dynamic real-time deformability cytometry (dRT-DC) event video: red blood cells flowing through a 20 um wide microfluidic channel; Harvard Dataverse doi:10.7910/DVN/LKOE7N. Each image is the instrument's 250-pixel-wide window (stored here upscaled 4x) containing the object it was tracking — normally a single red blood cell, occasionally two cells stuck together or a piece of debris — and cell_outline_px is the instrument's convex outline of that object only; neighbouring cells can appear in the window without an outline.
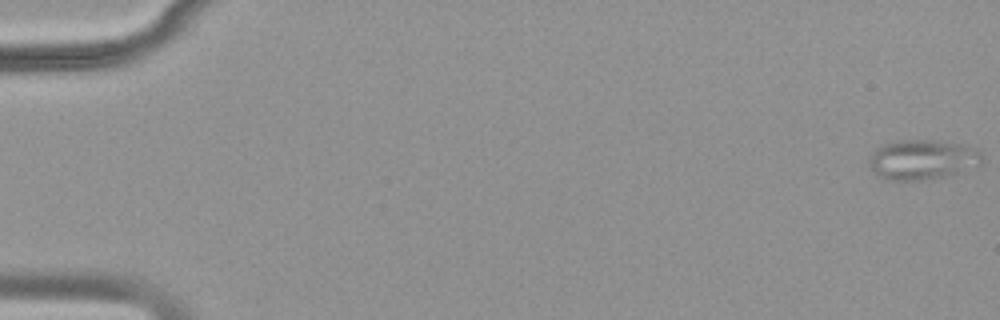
{"species": "common noctule bat (a hibernating species)", "species_latin": "Nyctalus noctula", "temperature_condition": "warm", "stored_images_in_passage": 52, "camera_frame_rate_fps": 3000, "um_per_image_px": 0.085, "animal": {"sex": "female", "body_mass_g": 18.4}, "frame": {"image": 1, "passage_image": 1, "time_ms": 0.0, "image_size_px": [1000, 320], "cell_outline_px": [[980, 164], [976, 168], [944, 176], [924, 180], [888, 180], [872, 172], [868, 160], [872, 152], [880, 144], [896, 140], [936, 140], [964, 144], [980, 148]], "centroid_in_image_um": [78.4, 13.55], "position_along_channel_um": 6.6, "area_um2": 26.7}}
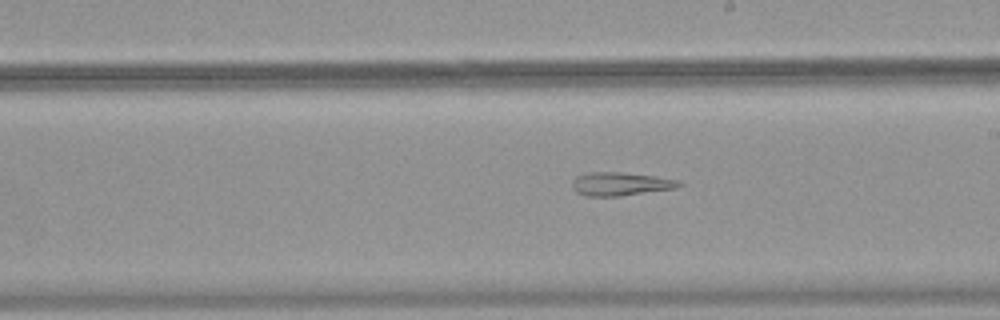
{"frame": {"image": 2, "passage_image": 31, "time_ms": 10.0, "image_size_px": [1000, 320], "cell_outline_px": [[684, 184], [676, 188], [620, 196], [584, 196], [576, 192], [572, 188], [572, 180], [576, 176], [588, 172], [620, 172], [656, 176], [676, 180]], "centroid_in_image_um": [52.7, 15.63], "position_along_channel_um": 236.3, "area_um2": 14.62}}
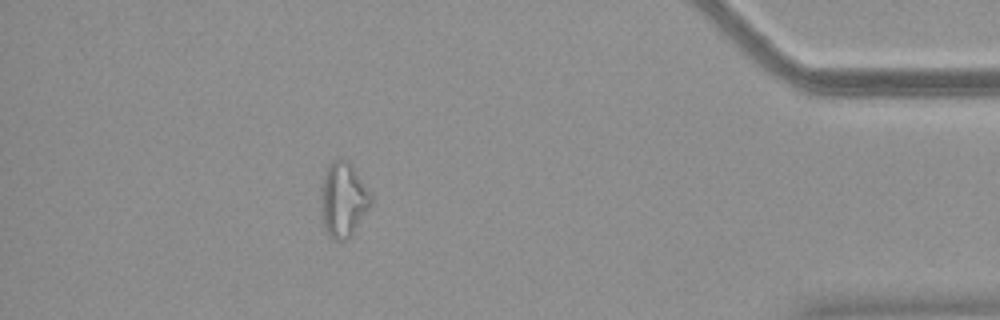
{"frame": {"image": 3, "passage_image": 47, "time_ms": 15.333, "image_size_px": [1000, 320], "cell_outline_px": [[372, 204], [352, 232], [344, 240], [336, 240], [324, 228], [320, 212], [320, 196], [324, 176], [328, 164], [332, 160], [348, 160], [352, 164], [372, 192]], "centroid_in_image_um": [29.18, 16.92], "position_along_channel_um": 406.0, "area_um2": 21.79}}